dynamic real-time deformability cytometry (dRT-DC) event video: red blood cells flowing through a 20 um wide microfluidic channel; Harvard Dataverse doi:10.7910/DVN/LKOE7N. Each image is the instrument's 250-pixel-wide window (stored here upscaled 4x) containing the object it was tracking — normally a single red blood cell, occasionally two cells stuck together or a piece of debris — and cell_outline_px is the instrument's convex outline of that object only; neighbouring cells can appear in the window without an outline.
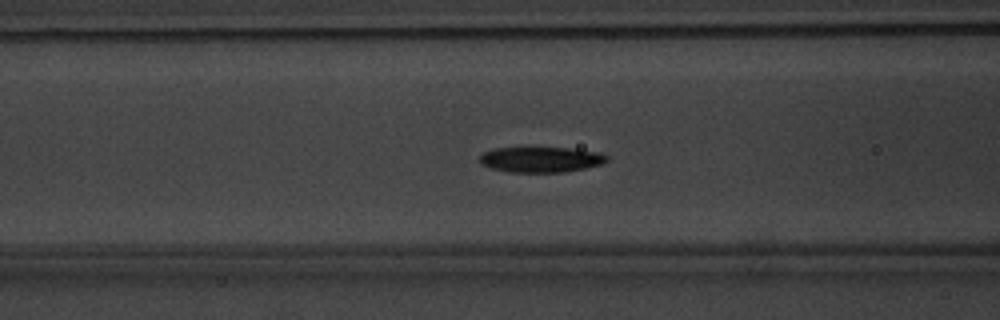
{"species": "common noctule bat (a hibernating species)", "species_latin": "Nyctalus noctula", "temperature_condition": "warm", "stored_images_in_passage": 40, "camera_frame_rate_fps": 3000, "um_per_image_px": 0.085, "animal": {"sex": "male", "body_mass_g": 20.1, "forearm_length_mm": 53.5}, "frame": {"image": 1, "passage_image": 7, "time_ms": 2.0, "image_size_px": [1000, 320], "cell_outline_px": [[608, 160], [604, 164], [564, 172], [512, 172], [492, 168], [480, 164], [480, 156], [484, 152], [492, 148], [528, 144], [568, 148], [600, 152], [608, 156]], "centroid_in_image_um": [45.95, 13.5], "position_along_channel_um": 120.7, "area_um2": 19.94}}
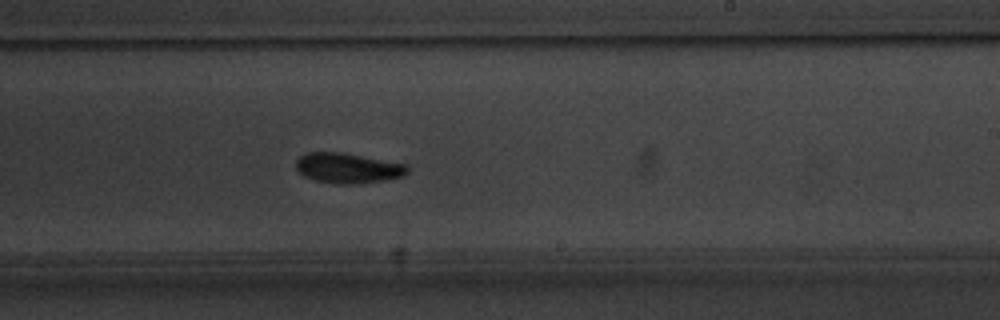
{"frame": {"image": 2, "passage_image": 18, "time_ms": 5.667, "image_size_px": [1000, 320], "cell_outline_px": [[408, 172], [404, 176], [384, 180], [356, 184], [340, 184], [316, 180], [304, 176], [296, 168], [296, 160], [304, 152], [340, 152], [408, 164]], "centroid_in_image_um": [29.57, 14.28], "position_along_channel_um": 259.4, "area_um2": 19.59}}
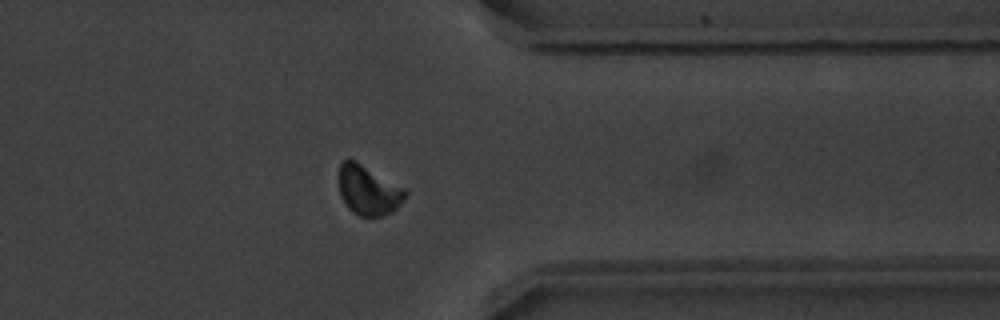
{"frame": {"image": 3, "passage_image": 28, "time_ms": 9.0, "image_size_px": [1000, 320], "cell_outline_px": [[408, 196], [392, 212], [384, 216], [360, 216], [352, 212], [344, 204], [340, 196], [336, 176], [340, 164], [344, 160], [356, 160], [404, 188], [408, 192]], "centroid_in_image_um": [31.27, 16.17], "position_along_channel_um": 380.1, "area_um2": 19.65}, "authors_computed_cell_mechanics": {"area_um2": 19.1318, "velocity_mm_per_s": 3.7863, "shape_relaxation_time_tau1_ms": 2.2706, "shape_relaxation_time_tau2_ms": 9.3065, "deformation_change_tau1": 0.1177, "deformation_change_tau2": 0.1493}}